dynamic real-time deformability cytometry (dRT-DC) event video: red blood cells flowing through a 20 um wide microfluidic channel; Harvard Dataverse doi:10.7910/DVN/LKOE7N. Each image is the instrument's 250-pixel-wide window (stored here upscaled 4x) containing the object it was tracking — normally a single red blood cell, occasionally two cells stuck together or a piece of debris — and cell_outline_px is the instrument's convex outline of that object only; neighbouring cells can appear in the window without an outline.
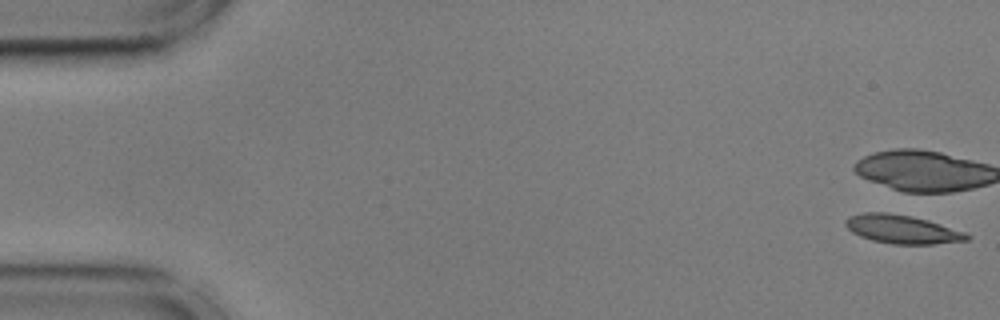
{"species": "common noctule bat (a hibernating species)", "species_latin": "Nyctalus noctula", "temperature_condition": "cold", "stored_images_in_passage": 13, "camera_frame_rate_fps": 3000, "um_per_image_px": 0.085, "animal": {"sex": "male", "body_mass_g": 17.9, "forearm_length_mm": 54.2}, "frame": {"image": 1, "passage_image": 1, "time_ms": 0.0, "image_size_px": [1000, 320], "cell_outline_px": [[972, 236], [968, 240], [932, 244], [892, 244], [872, 240], [860, 236], [852, 232], [844, 224], [844, 220], [848, 216], [864, 212], [888, 212], [912, 216], [928, 220], [964, 232]], "centroid_in_image_um": [76.64, 19.48], "position_along_channel_um": 8.4, "area_um2": 20.23}}